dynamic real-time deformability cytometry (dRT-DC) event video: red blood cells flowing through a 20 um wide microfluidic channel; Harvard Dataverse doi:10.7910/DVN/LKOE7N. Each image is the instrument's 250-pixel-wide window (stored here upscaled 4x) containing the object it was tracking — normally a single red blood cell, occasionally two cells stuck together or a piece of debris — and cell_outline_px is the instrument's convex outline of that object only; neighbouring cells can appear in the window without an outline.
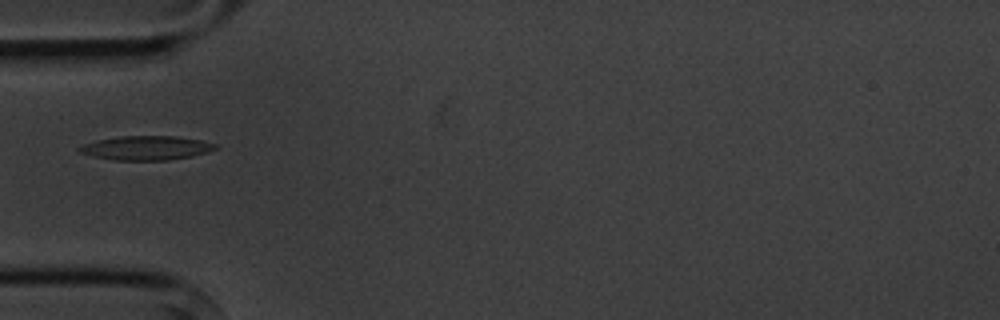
{"species": "common noctule bat (a hibernating species)", "species_latin": "Nyctalus noctula", "temperature_condition": "cold", "stored_images_in_passage": 7, "camera_frame_rate_fps": 3000, "um_per_image_px": 0.085, "animal": {"sex": "male", "body_mass_g": 20.1, "forearm_length_mm": 53.5}, "frame": {"image": 1, "passage_image": 6, "time_ms": 6.0, "image_size_px": [1000, 320], "cell_outline_px": [[220, 148], [208, 152], [192, 156], [168, 160], [112, 160], [92, 156], [76, 152], [76, 148], [84, 144], [96, 140], [120, 136], [176, 136], [200, 140], [216, 144]], "centroid_in_image_um": [12.4, 12.58], "position_along_channel_um": 72.6, "area_um2": 19.31}}
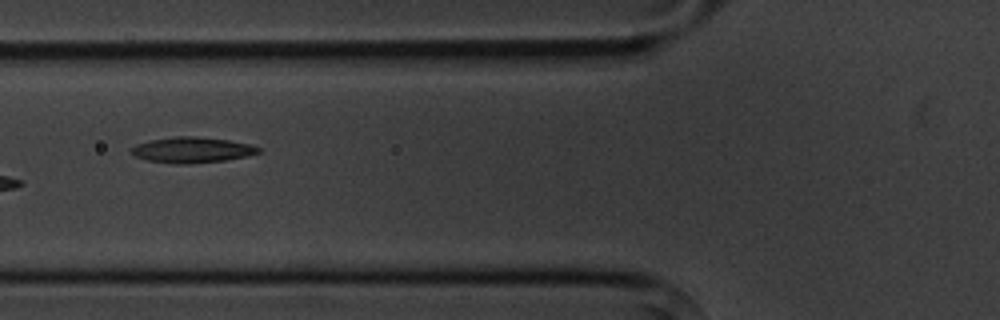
{"frame": {"image": 2, "passage_image": 7, "time_ms": 7.0, "image_size_px": [1000, 320], "cell_outline_px": [[260, 152], [248, 156], [224, 160], [188, 164], [176, 164], [148, 160], [136, 156], [128, 148], [136, 144], [148, 140], [176, 136], [196, 136], [228, 140], [248, 144], [260, 148]], "centroid_in_image_um": [16.29, 12.74], "position_along_channel_um": 109.5, "area_um2": 18.96}}